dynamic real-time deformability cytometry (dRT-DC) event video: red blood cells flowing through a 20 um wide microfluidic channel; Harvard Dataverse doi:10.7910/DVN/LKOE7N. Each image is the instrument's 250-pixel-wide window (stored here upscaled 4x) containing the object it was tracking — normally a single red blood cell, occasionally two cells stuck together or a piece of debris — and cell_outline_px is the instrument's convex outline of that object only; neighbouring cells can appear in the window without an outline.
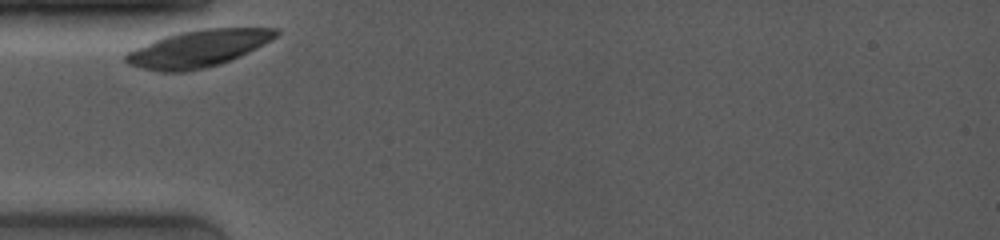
{"species": "common noctule bat (a hibernating species)", "species_latin": "Nyctalus noctula", "temperature_condition": "room temperature", "stored_images_in_passage": 3, "camera_frame_rate_fps": 4000, "um_per_image_px": 0.085, "animal": {"sex": "female", "body_mass_g": 19.0, "forearm_length_mm": 53.3}, "frame": {"image": 1, "passage_image": 1, "time_ms": 0.0, "image_size_px": [1000, 240], "cell_outline_px": [[280, 32], [276, 36], [264, 44], [240, 56], [220, 64], [204, 68], [184, 72], [160, 72], [140, 68], [128, 64], [124, 60], [124, 52], [164, 36], [180, 32], [204, 28], [280, 28]], "centroid_in_image_um": [16.8, 4.13], "position_along_channel_um": 68.2, "area_um2": 32.43}}